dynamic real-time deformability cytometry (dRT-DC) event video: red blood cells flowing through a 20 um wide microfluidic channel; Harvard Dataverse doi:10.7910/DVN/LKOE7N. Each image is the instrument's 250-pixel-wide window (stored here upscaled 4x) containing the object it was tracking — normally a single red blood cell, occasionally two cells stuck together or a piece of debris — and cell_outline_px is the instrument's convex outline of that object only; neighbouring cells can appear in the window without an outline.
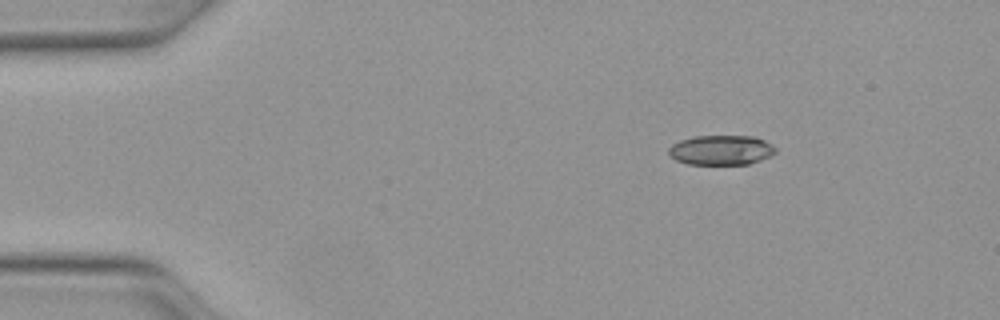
{"species": "Egyptian fruit bat (a non-hibernating species)", "species_latin": "Rousettus aegyptiacus", "temperature_condition": "warm", "stored_images_in_passage": 43, "camera_frame_rate_fps": 3000, "um_per_image_px": 0.085, "animal": {"sex": "female"}, "frame": {"image": 1, "passage_image": 1, "time_ms": 0.0, "image_size_px": [1000, 320], "cell_outline_px": [[776, 152], [760, 160], [748, 164], [688, 164], [676, 160], [668, 152], [668, 148], [672, 144], [680, 140], [692, 136], [756, 136], [772, 144], [776, 148]], "centroid_in_image_um": [61.29, 12.74], "position_along_channel_um": 23.7, "area_um2": 18.55}}
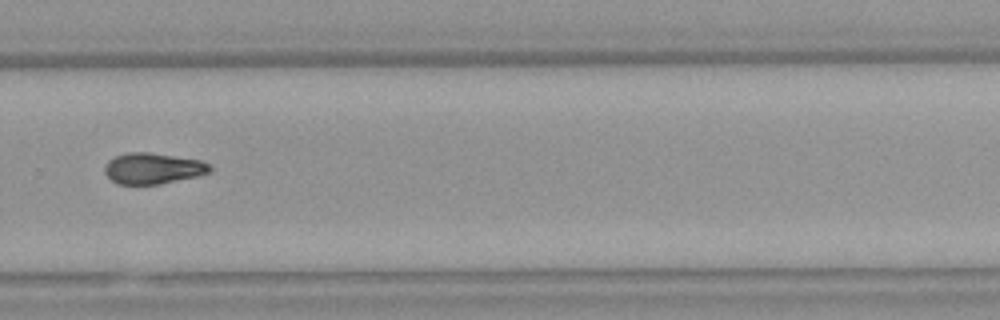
{"frame": {"image": 2, "passage_image": 28, "time_ms": 9.0, "image_size_px": [1000, 320], "cell_outline_px": [[212, 172], [200, 176], [160, 184], [116, 184], [104, 172], [104, 164], [108, 160], [116, 156], [128, 152], [148, 152], [204, 160], [212, 168]], "centroid_in_image_um": [13.03, 14.31], "position_along_channel_um": 316.8, "area_um2": 19.31}}
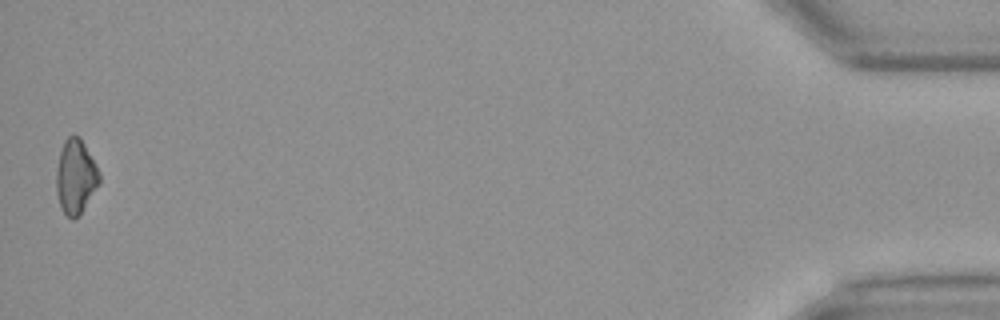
{"frame": {"image": 3, "passage_image": 43, "time_ms": 14.0, "image_size_px": [1000, 320], "cell_outline_px": [[100, 184], [80, 212], [72, 220], [60, 208], [56, 192], [56, 168], [60, 152], [64, 140], [72, 132], [80, 136], [100, 172]], "centroid_in_image_um": [6.42, 14.96], "position_along_channel_um": 428.8, "area_um2": 18.73}, "authors_computed_cell_mechanics": {"area_um2": 19.4208, "velocity_mm_per_s": 4.1178, "shape_relaxation_time_tau1_ms": null, "shape_relaxation_time_tau2_ms": 6.812, "deformation_change_tau1": null, "deformation_change_tau2": 0.155}}